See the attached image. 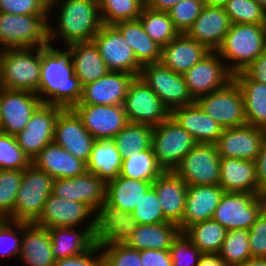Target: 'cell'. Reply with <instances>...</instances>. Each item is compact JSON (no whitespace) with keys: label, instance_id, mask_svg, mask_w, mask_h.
Returning <instances> with one entry per match:
<instances>
[{"label":"cell","instance_id":"obj_32","mask_svg":"<svg viewBox=\"0 0 266 266\" xmlns=\"http://www.w3.org/2000/svg\"><path fill=\"white\" fill-rule=\"evenodd\" d=\"M23 266H54L55 257L51 251L48 228L35 223L23 222V236L19 260Z\"/></svg>","mask_w":266,"mask_h":266},{"label":"cell","instance_id":"obj_60","mask_svg":"<svg viewBox=\"0 0 266 266\" xmlns=\"http://www.w3.org/2000/svg\"><path fill=\"white\" fill-rule=\"evenodd\" d=\"M198 266H228L217 253H202Z\"/></svg>","mask_w":266,"mask_h":266},{"label":"cell","instance_id":"obj_6","mask_svg":"<svg viewBox=\"0 0 266 266\" xmlns=\"http://www.w3.org/2000/svg\"><path fill=\"white\" fill-rule=\"evenodd\" d=\"M40 71L41 48L4 49L2 88L37 93Z\"/></svg>","mask_w":266,"mask_h":266},{"label":"cell","instance_id":"obj_24","mask_svg":"<svg viewBox=\"0 0 266 266\" xmlns=\"http://www.w3.org/2000/svg\"><path fill=\"white\" fill-rule=\"evenodd\" d=\"M231 25L224 7L204 6L187 34L209 51L216 52L222 45Z\"/></svg>","mask_w":266,"mask_h":266},{"label":"cell","instance_id":"obj_66","mask_svg":"<svg viewBox=\"0 0 266 266\" xmlns=\"http://www.w3.org/2000/svg\"><path fill=\"white\" fill-rule=\"evenodd\" d=\"M48 6H50L54 0H43Z\"/></svg>","mask_w":266,"mask_h":266},{"label":"cell","instance_id":"obj_20","mask_svg":"<svg viewBox=\"0 0 266 266\" xmlns=\"http://www.w3.org/2000/svg\"><path fill=\"white\" fill-rule=\"evenodd\" d=\"M265 137L266 129L246 124L223 129L215 145L220 157L255 162Z\"/></svg>","mask_w":266,"mask_h":266},{"label":"cell","instance_id":"obj_55","mask_svg":"<svg viewBox=\"0 0 266 266\" xmlns=\"http://www.w3.org/2000/svg\"><path fill=\"white\" fill-rule=\"evenodd\" d=\"M96 244L87 252L55 261L54 266H104L103 252ZM96 254H99L95 256Z\"/></svg>","mask_w":266,"mask_h":266},{"label":"cell","instance_id":"obj_38","mask_svg":"<svg viewBox=\"0 0 266 266\" xmlns=\"http://www.w3.org/2000/svg\"><path fill=\"white\" fill-rule=\"evenodd\" d=\"M121 165L122 156L112 139L94 142L87 162V171L99 176L107 184L120 174Z\"/></svg>","mask_w":266,"mask_h":266},{"label":"cell","instance_id":"obj_15","mask_svg":"<svg viewBox=\"0 0 266 266\" xmlns=\"http://www.w3.org/2000/svg\"><path fill=\"white\" fill-rule=\"evenodd\" d=\"M62 107L42 103L32 114L25 128L15 137L18 145L32 161L39 152L53 142L55 124Z\"/></svg>","mask_w":266,"mask_h":266},{"label":"cell","instance_id":"obj_36","mask_svg":"<svg viewBox=\"0 0 266 266\" xmlns=\"http://www.w3.org/2000/svg\"><path fill=\"white\" fill-rule=\"evenodd\" d=\"M151 186L152 182L118 175L106 184L105 202L131 213Z\"/></svg>","mask_w":266,"mask_h":266},{"label":"cell","instance_id":"obj_40","mask_svg":"<svg viewBox=\"0 0 266 266\" xmlns=\"http://www.w3.org/2000/svg\"><path fill=\"white\" fill-rule=\"evenodd\" d=\"M165 170L159 165L153 149L149 148L139 153L129 154L122 158L120 176L153 182Z\"/></svg>","mask_w":266,"mask_h":266},{"label":"cell","instance_id":"obj_29","mask_svg":"<svg viewBox=\"0 0 266 266\" xmlns=\"http://www.w3.org/2000/svg\"><path fill=\"white\" fill-rule=\"evenodd\" d=\"M32 163L54 180L77 177L87 171L86 162L74 157L54 142L46 145Z\"/></svg>","mask_w":266,"mask_h":266},{"label":"cell","instance_id":"obj_34","mask_svg":"<svg viewBox=\"0 0 266 266\" xmlns=\"http://www.w3.org/2000/svg\"><path fill=\"white\" fill-rule=\"evenodd\" d=\"M243 97L246 123L266 129V85L252 79L244 70L233 74Z\"/></svg>","mask_w":266,"mask_h":266},{"label":"cell","instance_id":"obj_39","mask_svg":"<svg viewBox=\"0 0 266 266\" xmlns=\"http://www.w3.org/2000/svg\"><path fill=\"white\" fill-rule=\"evenodd\" d=\"M227 230L213 218L194 223L183 233L202 253H219Z\"/></svg>","mask_w":266,"mask_h":266},{"label":"cell","instance_id":"obj_54","mask_svg":"<svg viewBox=\"0 0 266 266\" xmlns=\"http://www.w3.org/2000/svg\"><path fill=\"white\" fill-rule=\"evenodd\" d=\"M252 257H266V210L248 230Z\"/></svg>","mask_w":266,"mask_h":266},{"label":"cell","instance_id":"obj_61","mask_svg":"<svg viewBox=\"0 0 266 266\" xmlns=\"http://www.w3.org/2000/svg\"><path fill=\"white\" fill-rule=\"evenodd\" d=\"M236 266H266V257H251Z\"/></svg>","mask_w":266,"mask_h":266},{"label":"cell","instance_id":"obj_37","mask_svg":"<svg viewBox=\"0 0 266 266\" xmlns=\"http://www.w3.org/2000/svg\"><path fill=\"white\" fill-rule=\"evenodd\" d=\"M114 26L122 33L142 66L160 62L162 47L146 34L139 20L122 21Z\"/></svg>","mask_w":266,"mask_h":266},{"label":"cell","instance_id":"obj_4","mask_svg":"<svg viewBox=\"0 0 266 266\" xmlns=\"http://www.w3.org/2000/svg\"><path fill=\"white\" fill-rule=\"evenodd\" d=\"M48 18V15L0 12V47L4 50L48 46V21H51Z\"/></svg>","mask_w":266,"mask_h":266},{"label":"cell","instance_id":"obj_68","mask_svg":"<svg viewBox=\"0 0 266 266\" xmlns=\"http://www.w3.org/2000/svg\"><path fill=\"white\" fill-rule=\"evenodd\" d=\"M6 218L0 214V224L5 220Z\"/></svg>","mask_w":266,"mask_h":266},{"label":"cell","instance_id":"obj_43","mask_svg":"<svg viewBox=\"0 0 266 266\" xmlns=\"http://www.w3.org/2000/svg\"><path fill=\"white\" fill-rule=\"evenodd\" d=\"M103 25H115L122 21L138 20L145 0H98Z\"/></svg>","mask_w":266,"mask_h":266},{"label":"cell","instance_id":"obj_62","mask_svg":"<svg viewBox=\"0 0 266 266\" xmlns=\"http://www.w3.org/2000/svg\"><path fill=\"white\" fill-rule=\"evenodd\" d=\"M205 6L224 7L229 0H202Z\"/></svg>","mask_w":266,"mask_h":266},{"label":"cell","instance_id":"obj_16","mask_svg":"<svg viewBox=\"0 0 266 266\" xmlns=\"http://www.w3.org/2000/svg\"><path fill=\"white\" fill-rule=\"evenodd\" d=\"M72 109L96 140L113 139L128 124L123 105L77 104Z\"/></svg>","mask_w":266,"mask_h":266},{"label":"cell","instance_id":"obj_5","mask_svg":"<svg viewBox=\"0 0 266 266\" xmlns=\"http://www.w3.org/2000/svg\"><path fill=\"white\" fill-rule=\"evenodd\" d=\"M54 179L31 163L23 170L13 213L7 218L13 221L34 223L41 215L44 203L52 194Z\"/></svg>","mask_w":266,"mask_h":266},{"label":"cell","instance_id":"obj_19","mask_svg":"<svg viewBox=\"0 0 266 266\" xmlns=\"http://www.w3.org/2000/svg\"><path fill=\"white\" fill-rule=\"evenodd\" d=\"M95 141L72 108L60 111L55 124L54 143L87 163Z\"/></svg>","mask_w":266,"mask_h":266},{"label":"cell","instance_id":"obj_46","mask_svg":"<svg viewBox=\"0 0 266 266\" xmlns=\"http://www.w3.org/2000/svg\"><path fill=\"white\" fill-rule=\"evenodd\" d=\"M31 163L16 137L0 132V170H24Z\"/></svg>","mask_w":266,"mask_h":266},{"label":"cell","instance_id":"obj_26","mask_svg":"<svg viewBox=\"0 0 266 266\" xmlns=\"http://www.w3.org/2000/svg\"><path fill=\"white\" fill-rule=\"evenodd\" d=\"M224 190L219 185L188 186L185 210L178 224L183 232L190 225L213 218Z\"/></svg>","mask_w":266,"mask_h":266},{"label":"cell","instance_id":"obj_58","mask_svg":"<svg viewBox=\"0 0 266 266\" xmlns=\"http://www.w3.org/2000/svg\"><path fill=\"white\" fill-rule=\"evenodd\" d=\"M255 163L258 185L262 189L264 186H266V137L261 144Z\"/></svg>","mask_w":266,"mask_h":266},{"label":"cell","instance_id":"obj_50","mask_svg":"<svg viewBox=\"0 0 266 266\" xmlns=\"http://www.w3.org/2000/svg\"><path fill=\"white\" fill-rule=\"evenodd\" d=\"M23 236V222L5 219L0 224V256L19 258Z\"/></svg>","mask_w":266,"mask_h":266},{"label":"cell","instance_id":"obj_11","mask_svg":"<svg viewBox=\"0 0 266 266\" xmlns=\"http://www.w3.org/2000/svg\"><path fill=\"white\" fill-rule=\"evenodd\" d=\"M128 123L158 126L171 112L140 76L131 81L123 103Z\"/></svg>","mask_w":266,"mask_h":266},{"label":"cell","instance_id":"obj_59","mask_svg":"<svg viewBox=\"0 0 266 266\" xmlns=\"http://www.w3.org/2000/svg\"><path fill=\"white\" fill-rule=\"evenodd\" d=\"M182 0H146V6L155 11L168 12Z\"/></svg>","mask_w":266,"mask_h":266},{"label":"cell","instance_id":"obj_7","mask_svg":"<svg viewBox=\"0 0 266 266\" xmlns=\"http://www.w3.org/2000/svg\"><path fill=\"white\" fill-rule=\"evenodd\" d=\"M198 143L171 116L153 127L152 149L159 165L173 171Z\"/></svg>","mask_w":266,"mask_h":266},{"label":"cell","instance_id":"obj_21","mask_svg":"<svg viewBox=\"0 0 266 266\" xmlns=\"http://www.w3.org/2000/svg\"><path fill=\"white\" fill-rule=\"evenodd\" d=\"M106 184L89 171L73 177L55 179L52 195L87 204L95 212L105 202Z\"/></svg>","mask_w":266,"mask_h":266},{"label":"cell","instance_id":"obj_53","mask_svg":"<svg viewBox=\"0 0 266 266\" xmlns=\"http://www.w3.org/2000/svg\"><path fill=\"white\" fill-rule=\"evenodd\" d=\"M0 12L21 15H49L43 0H0Z\"/></svg>","mask_w":266,"mask_h":266},{"label":"cell","instance_id":"obj_1","mask_svg":"<svg viewBox=\"0 0 266 266\" xmlns=\"http://www.w3.org/2000/svg\"><path fill=\"white\" fill-rule=\"evenodd\" d=\"M45 104L63 109L73 108L80 101L82 86L74 74L69 51L60 50L52 44L41 48V71L38 92Z\"/></svg>","mask_w":266,"mask_h":266},{"label":"cell","instance_id":"obj_18","mask_svg":"<svg viewBox=\"0 0 266 266\" xmlns=\"http://www.w3.org/2000/svg\"><path fill=\"white\" fill-rule=\"evenodd\" d=\"M42 103L36 93L1 87L0 132L16 136Z\"/></svg>","mask_w":266,"mask_h":266},{"label":"cell","instance_id":"obj_44","mask_svg":"<svg viewBox=\"0 0 266 266\" xmlns=\"http://www.w3.org/2000/svg\"><path fill=\"white\" fill-rule=\"evenodd\" d=\"M218 254L228 266H236L251 258L248 230L227 231Z\"/></svg>","mask_w":266,"mask_h":266},{"label":"cell","instance_id":"obj_22","mask_svg":"<svg viewBox=\"0 0 266 266\" xmlns=\"http://www.w3.org/2000/svg\"><path fill=\"white\" fill-rule=\"evenodd\" d=\"M96 212L87 204L50 195L40 217L34 222L44 228L77 227ZM83 222V223H82Z\"/></svg>","mask_w":266,"mask_h":266},{"label":"cell","instance_id":"obj_47","mask_svg":"<svg viewBox=\"0 0 266 266\" xmlns=\"http://www.w3.org/2000/svg\"><path fill=\"white\" fill-rule=\"evenodd\" d=\"M23 170H0V214L8 218L15 205Z\"/></svg>","mask_w":266,"mask_h":266},{"label":"cell","instance_id":"obj_14","mask_svg":"<svg viewBox=\"0 0 266 266\" xmlns=\"http://www.w3.org/2000/svg\"><path fill=\"white\" fill-rule=\"evenodd\" d=\"M188 90L196 101L199 97L225 87L233 73L217 52H210L183 74Z\"/></svg>","mask_w":266,"mask_h":266},{"label":"cell","instance_id":"obj_35","mask_svg":"<svg viewBox=\"0 0 266 266\" xmlns=\"http://www.w3.org/2000/svg\"><path fill=\"white\" fill-rule=\"evenodd\" d=\"M180 233L179 225L173 222L138 224L126 245L138 251L169 250Z\"/></svg>","mask_w":266,"mask_h":266},{"label":"cell","instance_id":"obj_27","mask_svg":"<svg viewBox=\"0 0 266 266\" xmlns=\"http://www.w3.org/2000/svg\"><path fill=\"white\" fill-rule=\"evenodd\" d=\"M164 217L175 224L183 219L188 185L174 171H164L152 182Z\"/></svg>","mask_w":266,"mask_h":266},{"label":"cell","instance_id":"obj_56","mask_svg":"<svg viewBox=\"0 0 266 266\" xmlns=\"http://www.w3.org/2000/svg\"><path fill=\"white\" fill-rule=\"evenodd\" d=\"M142 266H173L169 250H141Z\"/></svg>","mask_w":266,"mask_h":266},{"label":"cell","instance_id":"obj_28","mask_svg":"<svg viewBox=\"0 0 266 266\" xmlns=\"http://www.w3.org/2000/svg\"><path fill=\"white\" fill-rule=\"evenodd\" d=\"M210 52L187 33H180L162 48L160 62L175 73L183 75Z\"/></svg>","mask_w":266,"mask_h":266},{"label":"cell","instance_id":"obj_3","mask_svg":"<svg viewBox=\"0 0 266 266\" xmlns=\"http://www.w3.org/2000/svg\"><path fill=\"white\" fill-rule=\"evenodd\" d=\"M265 48V24H232L216 52L235 74L249 66Z\"/></svg>","mask_w":266,"mask_h":266},{"label":"cell","instance_id":"obj_13","mask_svg":"<svg viewBox=\"0 0 266 266\" xmlns=\"http://www.w3.org/2000/svg\"><path fill=\"white\" fill-rule=\"evenodd\" d=\"M110 71L140 75L142 65L132 48L114 25H102L92 40Z\"/></svg>","mask_w":266,"mask_h":266},{"label":"cell","instance_id":"obj_45","mask_svg":"<svg viewBox=\"0 0 266 266\" xmlns=\"http://www.w3.org/2000/svg\"><path fill=\"white\" fill-rule=\"evenodd\" d=\"M224 8L232 24H265L266 10L256 0H229Z\"/></svg>","mask_w":266,"mask_h":266},{"label":"cell","instance_id":"obj_12","mask_svg":"<svg viewBox=\"0 0 266 266\" xmlns=\"http://www.w3.org/2000/svg\"><path fill=\"white\" fill-rule=\"evenodd\" d=\"M188 185H219L220 156L215 144L198 143L173 170Z\"/></svg>","mask_w":266,"mask_h":266},{"label":"cell","instance_id":"obj_51","mask_svg":"<svg viewBox=\"0 0 266 266\" xmlns=\"http://www.w3.org/2000/svg\"><path fill=\"white\" fill-rule=\"evenodd\" d=\"M173 266H198L202 252L181 232L169 249Z\"/></svg>","mask_w":266,"mask_h":266},{"label":"cell","instance_id":"obj_57","mask_svg":"<svg viewBox=\"0 0 266 266\" xmlns=\"http://www.w3.org/2000/svg\"><path fill=\"white\" fill-rule=\"evenodd\" d=\"M244 71L254 80L266 85V48Z\"/></svg>","mask_w":266,"mask_h":266},{"label":"cell","instance_id":"obj_49","mask_svg":"<svg viewBox=\"0 0 266 266\" xmlns=\"http://www.w3.org/2000/svg\"><path fill=\"white\" fill-rule=\"evenodd\" d=\"M204 6L202 0H182L173 6L168 14L179 33H187Z\"/></svg>","mask_w":266,"mask_h":266},{"label":"cell","instance_id":"obj_25","mask_svg":"<svg viewBox=\"0 0 266 266\" xmlns=\"http://www.w3.org/2000/svg\"><path fill=\"white\" fill-rule=\"evenodd\" d=\"M91 218L93 219L88 221L87 226L78 231L75 227L48 228L51 251L56 261L83 254L95 245V217Z\"/></svg>","mask_w":266,"mask_h":266},{"label":"cell","instance_id":"obj_48","mask_svg":"<svg viewBox=\"0 0 266 266\" xmlns=\"http://www.w3.org/2000/svg\"><path fill=\"white\" fill-rule=\"evenodd\" d=\"M138 224H158L169 222L162 212L158 195L151 186L131 212Z\"/></svg>","mask_w":266,"mask_h":266},{"label":"cell","instance_id":"obj_17","mask_svg":"<svg viewBox=\"0 0 266 266\" xmlns=\"http://www.w3.org/2000/svg\"><path fill=\"white\" fill-rule=\"evenodd\" d=\"M137 225L131 213L104 202L95 215V244L99 247L126 244Z\"/></svg>","mask_w":266,"mask_h":266},{"label":"cell","instance_id":"obj_42","mask_svg":"<svg viewBox=\"0 0 266 266\" xmlns=\"http://www.w3.org/2000/svg\"><path fill=\"white\" fill-rule=\"evenodd\" d=\"M153 127L128 123L112 140L122 158L152 148Z\"/></svg>","mask_w":266,"mask_h":266},{"label":"cell","instance_id":"obj_52","mask_svg":"<svg viewBox=\"0 0 266 266\" xmlns=\"http://www.w3.org/2000/svg\"><path fill=\"white\" fill-rule=\"evenodd\" d=\"M104 266H142L140 251L126 244L101 246Z\"/></svg>","mask_w":266,"mask_h":266},{"label":"cell","instance_id":"obj_9","mask_svg":"<svg viewBox=\"0 0 266 266\" xmlns=\"http://www.w3.org/2000/svg\"><path fill=\"white\" fill-rule=\"evenodd\" d=\"M195 102L224 129L247 124L243 93L234 79L225 87L199 97Z\"/></svg>","mask_w":266,"mask_h":266},{"label":"cell","instance_id":"obj_23","mask_svg":"<svg viewBox=\"0 0 266 266\" xmlns=\"http://www.w3.org/2000/svg\"><path fill=\"white\" fill-rule=\"evenodd\" d=\"M134 77L130 73L109 71L98 80L82 86L78 104L123 105Z\"/></svg>","mask_w":266,"mask_h":266},{"label":"cell","instance_id":"obj_63","mask_svg":"<svg viewBox=\"0 0 266 266\" xmlns=\"http://www.w3.org/2000/svg\"><path fill=\"white\" fill-rule=\"evenodd\" d=\"M260 197H261V199H262V203H263L264 208H265V210H266V186H264V187L262 188V191H261V193H260Z\"/></svg>","mask_w":266,"mask_h":266},{"label":"cell","instance_id":"obj_8","mask_svg":"<svg viewBox=\"0 0 266 266\" xmlns=\"http://www.w3.org/2000/svg\"><path fill=\"white\" fill-rule=\"evenodd\" d=\"M264 210L260 194L224 192L213 219L227 231L249 230Z\"/></svg>","mask_w":266,"mask_h":266},{"label":"cell","instance_id":"obj_10","mask_svg":"<svg viewBox=\"0 0 266 266\" xmlns=\"http://www.w3.org/2000/svg\"><path fill=\"white\" fill-rule=\"evenodd\" d=\"M139 76L170 112L177 107L195 103L184 76L175 73L161 62L143 65Z\"/></svg>","mask_w":266,"mask_h":266},{"label":"cell","instance_id":"obj_67","mask_svg":"<svg viewBox=\"0 0 266 266\" xmlns=\"http://www.w3.org/2000/svg\"><path fill=\"white\" fill-rule=\"evenodd\" d=\"M0 121H1V87H0Z\"/></svg>","mask_w":266,"mask_h":266},{"label":"cell","instance_id":"obj_41","mask_svg":"<svg viewBox=\"0 0 266 266\" xmlns=\"http://www.w3.org/2000/svg\"><path fill=\"white\" fill-rule=\"evenodd\" d=\"M138 20L146 34L162 48L180 34L168 12L155 11L145 5Z\"/></svg>","mask_w":266,"mask_h":266},{"label":"cell","instance_id":"obj_64","mask_svg":"<svg viewBox=\"0 0 266 266\" xmlns=\"http://www.w3.org/2000/svg\"><path fill=\"white\" fill-rule=\"evenodd\" d=\"M3 48L0 47V87H1V84H2V73H1V65H2V55H3Z\"/></svg>","mask_w":266,"mask_h":266},{"label":"cell","instance_id":"obj_31","mask_svg":"<svg viewBox=\"0 0 266 266\" xmlns=\"http://www.w3.org/2000/svg\"><path fill=\"white\" fill-rule=\"evenodd\" d=\"M219 186L225 192H249L260 194L256 163L251 160L220 157Z\"/></svg>","mask_w":266,"mask_h":266},{"label":"cell","instance_id":"obj_65","mask_svg":"<svg viewBox=\"0 0 266 266\" xmlns=\"http://www.w3.org/2000/svg\"><path fill=\"white\" fill-rule=\"evenodd\" d=\"M266 10V0H256Z\"/></svg>","mask_w":266,"mask_h":266},{"label":"cell","instance_id":"obj_2","mask_svg":"<svg viewBox=\"0 0 266 266\" xmlns=\"http://www.w3.org/2000/svg\"><path fill=\"white\" fill-rule=\"evenodd\" d=\"M52 10L59 12L54 15ZM48 16L56 17L54 21L57 24L54 27L48 21L49 45L54 39H62L64 46L92 41L103 25L98 0H54L49 6Z\"/></svg>","mask_w":266,"mask_h":266},{"label":"cell","instance_id":"obj_30","mask_svg":"<svg viewBox=\"0 0 266 266\" xmlns=\"http://www.w3.org/2000/svg\"><path fill=\"white\" fill-rule=\"evenodd\" d=\"M170 116L190 133L197 143L215 144L224 129L196 102L173 109Z\"/></svg>","mask_w":266,"mask_h":266},{"label":"cell","instance_id":"obj_33","mask_svg":"<svg viewBox=\"0 0 266 266\" xmlns=\"http://www.w3.org/2000/svg\"><path fill=\"white\" fill-rule=\"evenodd\" d=\"M74 65V74L81 86L98 80L110 70L93 41L77 42L66 46Z\"/></svg>","mask_w":266,"mask_h":266}]
</instances>
